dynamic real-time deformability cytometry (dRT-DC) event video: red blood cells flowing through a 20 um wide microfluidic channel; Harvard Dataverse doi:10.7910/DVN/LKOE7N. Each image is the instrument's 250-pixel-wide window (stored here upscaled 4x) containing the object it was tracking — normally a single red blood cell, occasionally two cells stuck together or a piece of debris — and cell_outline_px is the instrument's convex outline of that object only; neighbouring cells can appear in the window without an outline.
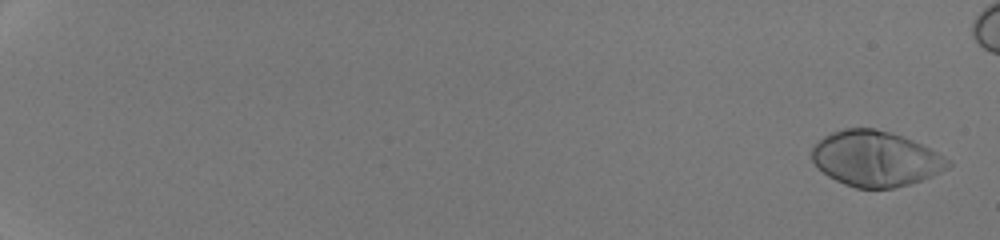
{"species": "human", "species_latin": "Homo sapiens", "temperature_condition": "room temperature", "stored_images_in_passage": 51, "camera_frame_rate_fps": 3000, "um_per_image_px": 0.085, "donor": {"sex": "male"}, "frame": {"image": 1, "passage_image": 2, "time_ms": 0.333, "image_size_px": [1000, 240], "cell_outline_px": [[952, 164], [948, 168], [932, 176], [908, 184], [892, 188], [856, 188], [844, 184], [828, 176], [812, 160], [812, 148], [824, 136], [832, 132], [844, 128], [876, 128], [912, 140], [952, 160]], "centroid_in_image_um": [74.43, 13.49], "position_along_channel_um": 10.6, "area_um2": 43.52}}
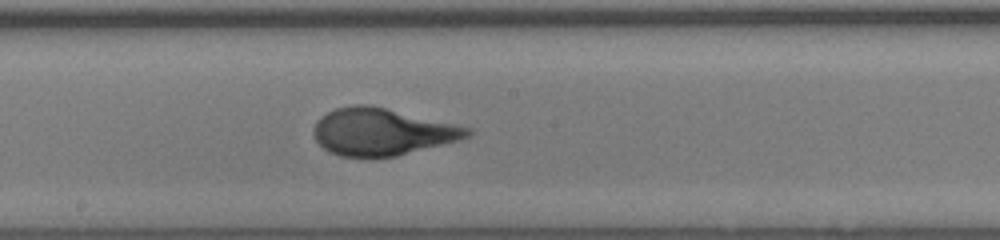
{"frame": {"image": 2, "passage_image": 33, "time_ms": 10.667, "image_size_px": [1000, 240], "cell_outline_px": [[472, 132], [468, 136], [460, 140], [396, 156], [340, 156], [328, 152], [316, 140], [312, 132], [312, 128], [316, 120], [320, 116], [336, 108], [356, 104], [372, 104], [472, 128]], "centroid_in_image_um": [32.45, 11.18], "position_along_channel_um": 215.8, "area_um2": 42.25}}
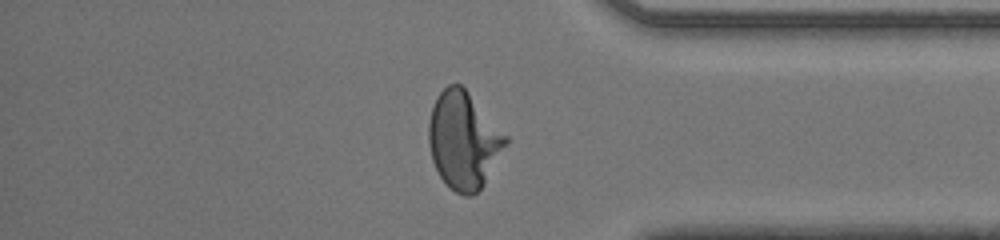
{"frame": {"image": 3, "passage_image": 46, "time_ms": 15.0, "image_size_px": [1000, 240], "cell_outline_px": [[508, 144], [484, 184], [472, 196], [464, 196], [448, 188], [440, 176], [432, 160], [428, 144], [428, 124], [432, 108], [440, 92], [448, 84], [460, 84], [468, 92], [508, 136]], "centroid_in_image_um": [39.41, 11.95], "position_along_channel_um": 395.8, "area_um2": 43.52}}